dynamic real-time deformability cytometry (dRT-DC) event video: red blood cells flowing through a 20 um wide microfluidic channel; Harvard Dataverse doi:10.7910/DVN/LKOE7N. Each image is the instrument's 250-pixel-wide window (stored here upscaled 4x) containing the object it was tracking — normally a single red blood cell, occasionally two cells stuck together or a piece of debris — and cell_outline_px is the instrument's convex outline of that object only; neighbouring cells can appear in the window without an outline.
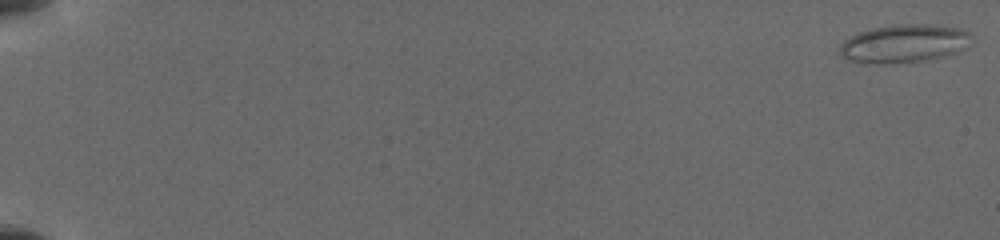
{"species": "common noctule bat (a hibernating species)", "species_latin": "Nyctalus noctula", "temperature_condition": "cold", "stored_images_in_passage": 8, "camera_frame_rate_fps": 3000, "um_per_image_px": 0.085, "animal": {"sex": "female", "body_mass_g": 19.5, "forearm_length_mm": 54.1}, "frame": {"image": 1, "passage_image": 1, "time_ms": 0.0, "image_size_px": [1000, 240], "cell_outline_px": [[968, 48], [944, 56], [924, 60], [884, 64], [876, 64], [852, 60], [840, 56], [840, 44], [844, 40], [860, 32], [872, 28], [900, 24], [928, 24], [960, 28], [968, 32]], "centroid_in_image_um": [76.83, 3.7], "position_along_channel_um": 8.2, "area_um2": 28.96}}
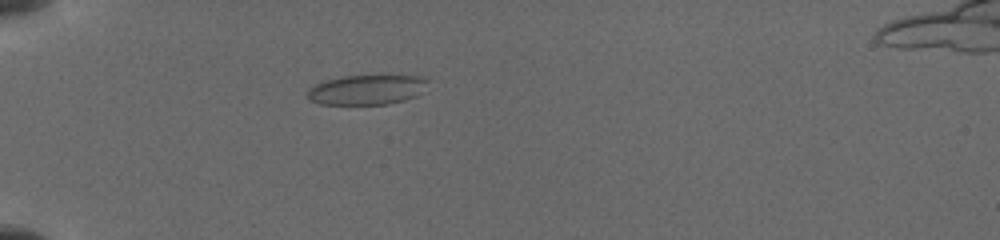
{"frame": {"image": 2, "passage_image": 6, "time_ms": 5.667, "image_size_px": [1000, 240], "cell_outline_px": [[428, 80], [416, 96], [404, 100], [388, 104], [320, 104], [312, 100], [308, 96], [308, 88], [316, 84], [328, 80], [344, 76], [420, 76]], "centroid_in_image_um": [31.15, 7.63], "position_along_channel_um": 53.8, "area_um2": 20.4}}
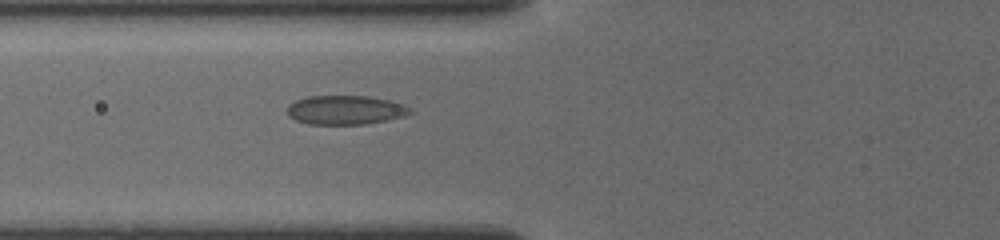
{"frame": {"image": 3, "passage_image": 8, "time_ms": 7.333, "image_size_px": [1000, 240], "cell_outline_px": [[412, 112], [404, 116], [368, 124], [308, 124], [296, 120], [288, 116], [288, 104], [296, 100], [308, 96], [368, 96], [388, 100], [404, 104], [412, 108]], "centroid_in_image_um": [29.36, 9.35], "position_along_channel_um": 96.4, "area_um2": 20.87}}